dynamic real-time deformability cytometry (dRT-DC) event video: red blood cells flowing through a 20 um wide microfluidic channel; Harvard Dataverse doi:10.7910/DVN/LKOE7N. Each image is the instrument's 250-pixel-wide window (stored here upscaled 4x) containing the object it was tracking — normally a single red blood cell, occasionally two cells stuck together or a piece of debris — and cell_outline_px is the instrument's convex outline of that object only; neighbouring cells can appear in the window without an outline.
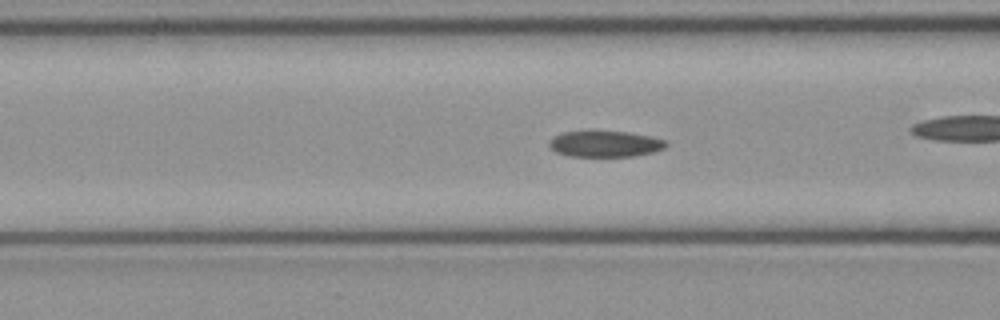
{"species": "common noctule bat (a hibernating species)", "species_latin": "Nyctalus noctula", "temperature_condition": "cold", "stored_images_in_passage": 48, "camera_frame_rate_fps": 3000, "um_per_image_px": 0.085, "animal": {"sex": "female", "body_mass_g": 21.9}, "frame": {"image": 1, "passage_image": 16, "time_ms": 5.0, "image_size_px": [1000, 320], "cell_outline_px": [[668, 144], [664, 148], [652, 152], [632, 156], [568, 156], [556, 152], [548, 144], [548, 140], [552, 136], [564, 132], [588, 128], [592, 128], [628, 132], [652, 136], [668, 140]], "centroid_in_image_um": [51.39, 12.17], "position_along_channel_um": 115.2, "area_um2": 18.67}}
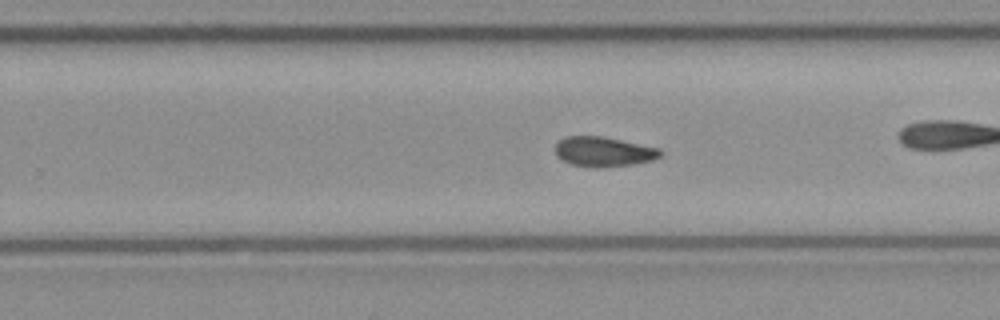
{"frame": {"image": 2, "passage_image": 28, "time_ms": 9.0, "image_size_px": [1000, 320], "cell_outline_px": [[664, 152], [660, 156], [652, 160], [632, 164], [604, 168], [572, 164], [556, 156], [556, 144], [564, 136], [600, 136], [660, 148]], "centroid_in_image_um": [51.32, 12.89], "position_along_channel_um": 278.5, "area_um2": 18.09}}
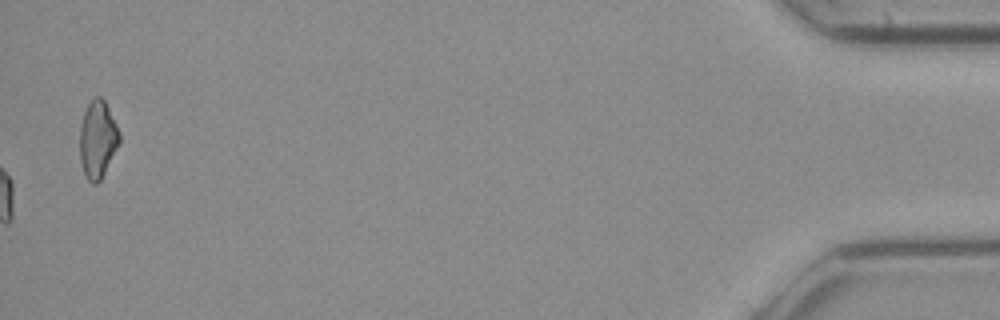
{"frame": {"image": 3, "passage_image": 48, "time_ms": 15.667, "image_size_px": [1000, 320], "cell_outline_px": [[120, 144], [100, 180], [96, 184], [92, 184], [88, 180], [84, 172], [80, 160], [80, 124], [84, 112], [92, 96], [100, 96], [104, 100], [120, 132]], "centroid_in_image_um": [8.3, 11.83], "position_along_channel_um": 426.9, "area_um2": 17.92}, "authors_computed_cell_mechanics": {"area_um2": 18.3804, "velocity_mm_per_s": 4.0859, "shape_relaxation_time_tau1_ms": null, "shape_relaxation_time_tau2_ms": 9.324, "deformation_change_tau1": null, "deformation_change_tau2": 0.1514}}